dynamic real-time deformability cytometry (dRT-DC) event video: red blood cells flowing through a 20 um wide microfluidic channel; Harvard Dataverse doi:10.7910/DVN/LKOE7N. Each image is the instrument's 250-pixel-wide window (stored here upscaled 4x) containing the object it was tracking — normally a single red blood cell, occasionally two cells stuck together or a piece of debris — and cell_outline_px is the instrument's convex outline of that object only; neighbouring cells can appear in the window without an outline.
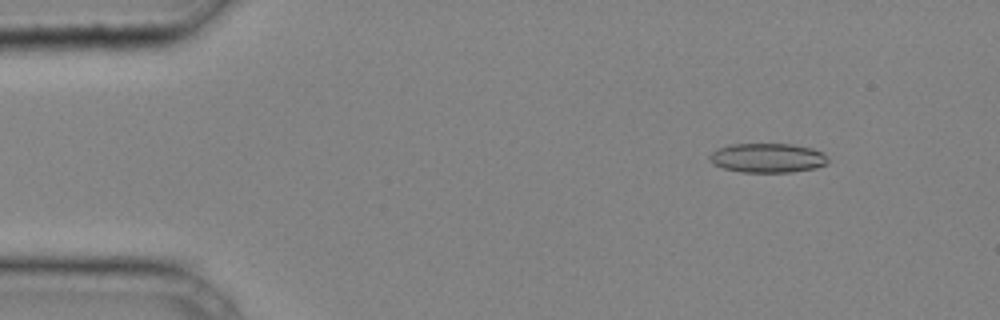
{"species": "common noctule bat (a hibernating species)", "species_latin": "Nyctalus noctula", "temperature_condition": "cold", "stored_images_in_passage": 40, "camera_frame_rate_fps": 3000, "um_per_image_px": 0.085, "animal": {"sex": "male", "body_mass_g": 20.4}, "frame": {"image": 1, "passage_image": 5, "time_ms": 1.333, "image_size_px": [1000, 320], "cell_outline_px": [[828, 164], [816, 168], [792, 172], [740, 172], [724, 168], [708, 160], [708, 156], [716, 148], [732, 144], [792, 144], [812, 148], [824, 152], [828, 160]], "centroid_in_image_um": [65.26, 13.42], "position_along_channel_um": 19.7, "area_um2": 20.4}}
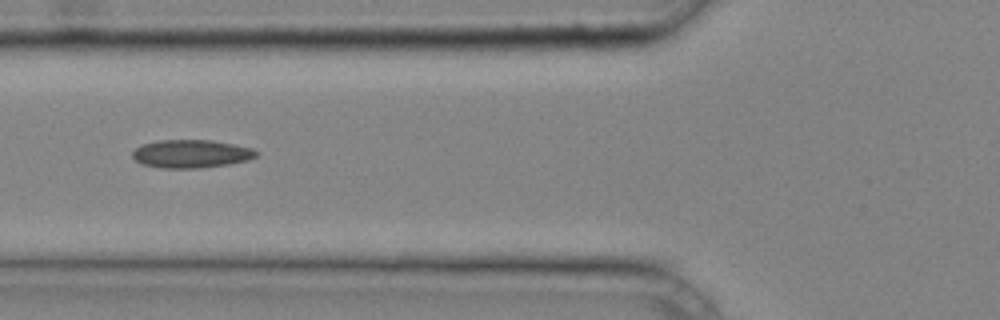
{"frame": {"image": 2, "passage_image": 16, "time_ms": 5.0, "image_size_px": [1000, 320], "cell_outline_px": [[260, 152], [256, 156], [248, 160], [232, 164], [200, 168], [160, 168], [144, 164], [136, 160], [132, 156], [132, 152], [136, 148], [144, 144], [160, 140], [212, 140], [252, 148]], "centroid_in_image_um": [16.29, 13.08], "position_along_channel_um": 109.5, "area_um2": 20.29}}
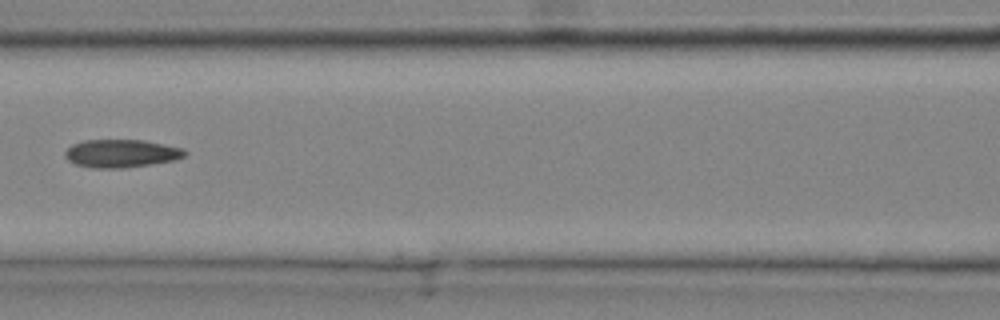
{"frame": {"image": 3, "passage_image": 19, "time_ms": 6.0, "image_size_px": [1000, 320], "cell_outline_px": [[188, 152], [184, 156], [176, 160], [124, 168], [92, 168], [76, 164], [68, 160], [64, 156], [64, 152], [72, 144], [84, 140], [144, 140], [184, 148]], "centroid_in_image_um": [10.31, 13.04], "position_along_channel_um": 156.3, "area_um2": 19.65}}